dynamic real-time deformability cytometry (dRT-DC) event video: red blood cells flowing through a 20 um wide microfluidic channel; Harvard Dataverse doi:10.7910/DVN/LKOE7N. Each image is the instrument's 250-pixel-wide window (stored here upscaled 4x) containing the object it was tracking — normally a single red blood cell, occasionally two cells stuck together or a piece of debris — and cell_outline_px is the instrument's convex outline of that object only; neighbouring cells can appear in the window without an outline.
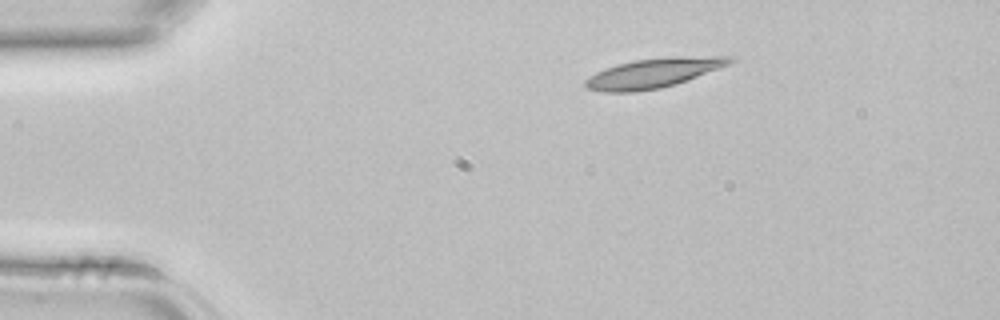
{"species": "common noctule bat (a hibernating species)", "species_latin": "Nyctalus noctula", "temperature_condition": "room temperature", "stored_images_in_passage": 3, "camera_frame_rate_fps": 3000, "um_per_image_px": 0.085, "animal": {"sex": "female", "body_mass_g": 22.7, "forearm_length_mm": 54.2}, "frame": {"image": 1, "passage_image": 3, "time_ms": 0.667, "image_size_px": [1000, 320], "cell_outline_px": [[736, 60], [728, 64], [676, 84], [660, 88], [636, 92], [604, 92], [588, 88], [584, 84], [584, 80], [596, 72], [604, 68], [616, 64], [632, 60], [672, 56], [736, 56]], "centroid_in_image_um": [55.53, 6.19], "position_along_channel_um": 29.5, "area_um2": 24.91}}